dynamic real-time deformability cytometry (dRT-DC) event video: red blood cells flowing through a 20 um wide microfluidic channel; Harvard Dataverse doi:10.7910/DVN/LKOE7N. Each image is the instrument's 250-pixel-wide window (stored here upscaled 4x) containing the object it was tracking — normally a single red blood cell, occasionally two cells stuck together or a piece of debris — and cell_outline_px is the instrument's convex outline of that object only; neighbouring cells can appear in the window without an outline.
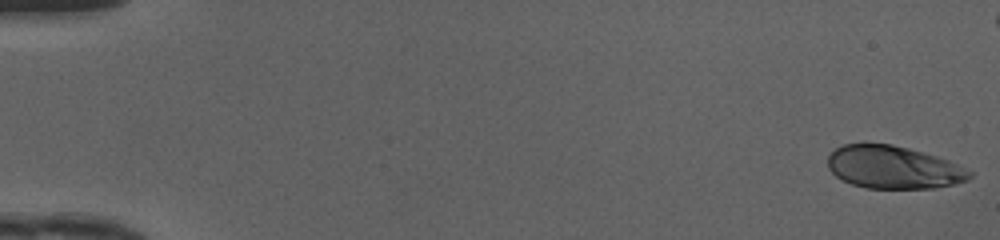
{"species": "human", "species_latin": "Homo sapiens", "temperature_condition": "cold", "stored_images_in_passage": 46, "camera_frame_rate_fps": 3000, "um_per_image_px": 0.085, "donor": {"sex": "female"}, "frame": {"image": 1, "passage_image": 1, "time_ms": 0.0, "image_size_px": [1000, 240], "cell_outline_px": [[972, 176], [968, 180], [956, 184], [932, 188], [864, 188], [852, 184], [836, 176], [828, 168], [828, 156], [836, 148], [844, 144], [892, 144], [908, 148], [936, 156], [948, 160], [972, 172]], "centroid_in_image_um": [75.94, 14.23], "position_along_channel_um": 9.1, "area_um2": 35.14}}
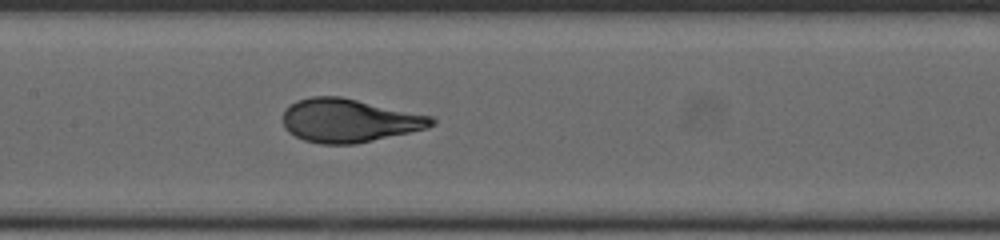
{"frame": {"image": 2, "passage_image": 25, "time_ms": 8.0, "image_size_px": [1000, 240], "cell_outline_px": [[436, 124], [428, 128], [356, 144], [320, 144], [304, 140], [288, 132], [284, 128], [284, 108], [296, 100], [312, 96], [340, 96], [432, 116], [436, 120]], "centroid_in_image_um": [29.67, 10.24], "position_along_channel_um": 177.7, "area_um2": 37.74}}
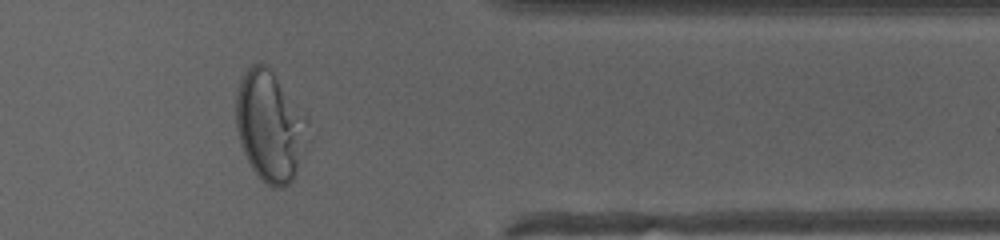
{"frame": {"image": 3, "passage_image": 41, "time_ms": 13.333, "image_size_px": [1000, 240], "cell_outline_px": [[308, 124], [296, 168], [292, 180], [284, 188], [272, 188], [260, 180], [252, 168], [244, 152], [236, 128], [236, 92], [240, 80], [244, 72], [252, 64], [260, 60], [268, 64], [308, 116]], "centroid_in_image_um": [22.91, 10.64], "position_along_channel_um": 388.5, "area_um2": 46.18}}